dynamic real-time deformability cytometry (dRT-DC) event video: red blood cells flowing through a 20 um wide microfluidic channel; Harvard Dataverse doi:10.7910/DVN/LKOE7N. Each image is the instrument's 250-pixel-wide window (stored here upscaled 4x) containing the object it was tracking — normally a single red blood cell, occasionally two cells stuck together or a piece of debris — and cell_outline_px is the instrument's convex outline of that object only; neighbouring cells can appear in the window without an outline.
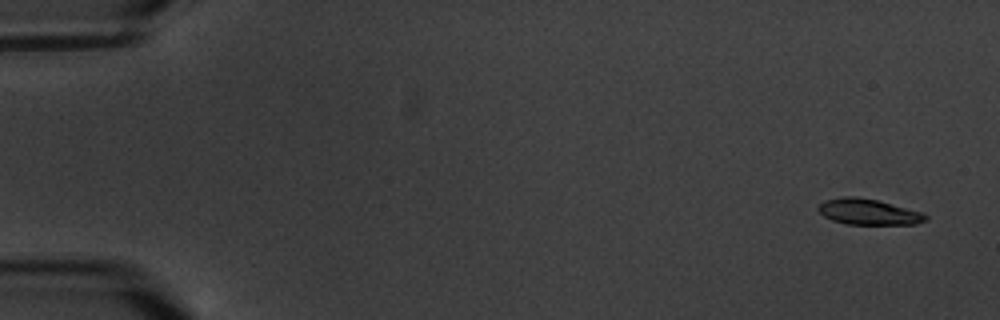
{"species": "common noctule bat (a hibernating species)", "species_latin": "Nyctalus noctula", "temperature_condition": "warm", "stored_images_in_passage": 4, "camera_frame_rate_fps": 3000, "um_per_image_px": 0.085, "animal": {"sex": "male", "body_mass_g": 20.1, "forearm_length_mm": 53.5}, "frame": {"image": 1, "passage_image": 1, "time_ms": 0.0, "image_size_px": [1000, 320], "cell_outline_px": [[928, 220], [916, 224], [848, 224], [832, 220], [824, 216], [816, 208], [824, 200], [844, 196], [856, 196], [876, 200], [924, 212], [928, 216]], "centroid_in_image_um": [73.84, 18.0], "position_along_channel_um": 11.2, "area_um2": 16.18}}